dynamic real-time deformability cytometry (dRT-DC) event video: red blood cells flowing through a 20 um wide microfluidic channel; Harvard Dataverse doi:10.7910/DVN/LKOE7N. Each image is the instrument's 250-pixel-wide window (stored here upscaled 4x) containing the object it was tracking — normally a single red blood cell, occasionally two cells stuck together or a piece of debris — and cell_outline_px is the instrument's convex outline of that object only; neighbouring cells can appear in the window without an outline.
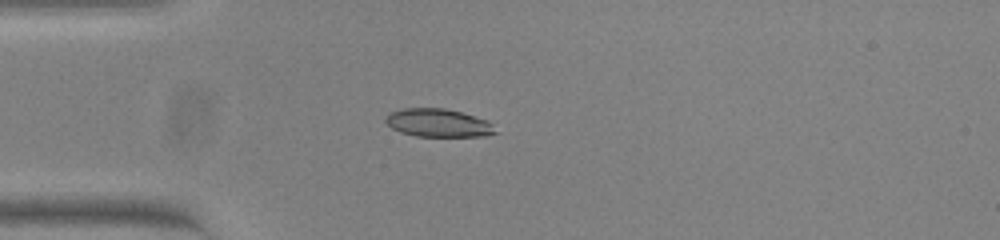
{"species": "common noctule bat (a hibernating species)", "species_latin": "Nyctalus noctula", "temperature_condition": "warm", "stored_images_in_passage": 40, "camera_frame_rate_fps": 3000, "um_per_image_px": 0.085, "animal": {"sex": "female", "body_mass_g": 23.0, "forearm_length_mm": 53.4}, "frame": {"image": 1, "passage_image": 1, "time_ms": 0.0, "image_size_px": [1000, 240], "cell_outline_px": [[496, 132], [484, 136], [416, 136], [400, 132], [392, 128], [384, 120], [388, 112], [404, 108], [444, 108], [460, 112], [488, 120], [492, 124]], "centroid_in_image_um": [37.21, 10.44], "position_along_channel_um": 47.8, "area_um2": 17.92}}
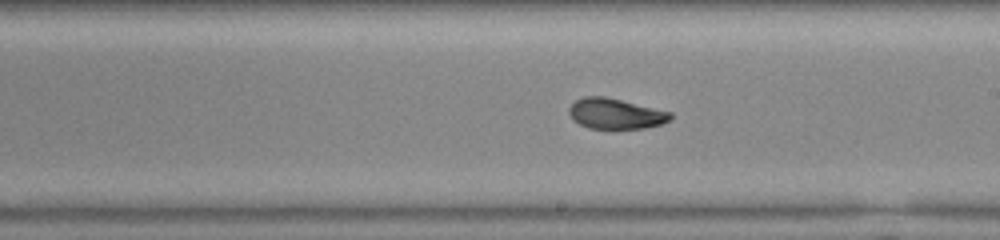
{"frame": {"image": 2, "passage_image": 17, "time_ms": 5.333, "image_size_px": [1000, 240], "cell_outline_px": [[672, 116], [668, 120], [660, 124], [644, 128], [588, 128], [572, 120], [568, 112], [568, 108], [576, 100], [584, 96], [604, 96], [672, 112]], "centroid_in_image_um": [52.28, 9.66], "position_along_channel_um": 236.7, "area_um2": 17.86}}
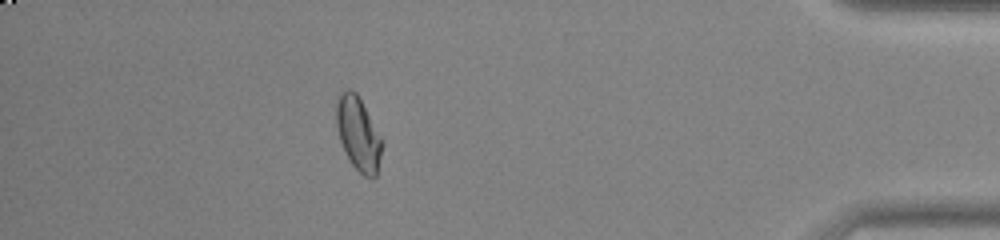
{"frame": {"image": 3, "passage_image": 34, "time_ms": 11.0, "image_size_px": [1000, 240], "cell_outline_px": [[380, 156], [376, 176], [372, 180], [364, 176], [352, 164], [340, 140], [336, 124], [336, 104], [340, 96], [348, 88], [356, 92], [380, 140]], "centroid_in_image_um": [30.41, 11.41], "position_along_channel_um": 404.8, "area_um2": 18.44}, "authors_computed_cell_mechanics": {"area_um2": 18.7272, "velocity_mm_per_s": 3.8303, "shape_relaxation_time_tau1_ms": 4.2409, "shape_relaxation_time_tau2_ms": 1.3323, "deformation_change_tau1": 0.1744, "deformation_change_tau2": 0.0599}}